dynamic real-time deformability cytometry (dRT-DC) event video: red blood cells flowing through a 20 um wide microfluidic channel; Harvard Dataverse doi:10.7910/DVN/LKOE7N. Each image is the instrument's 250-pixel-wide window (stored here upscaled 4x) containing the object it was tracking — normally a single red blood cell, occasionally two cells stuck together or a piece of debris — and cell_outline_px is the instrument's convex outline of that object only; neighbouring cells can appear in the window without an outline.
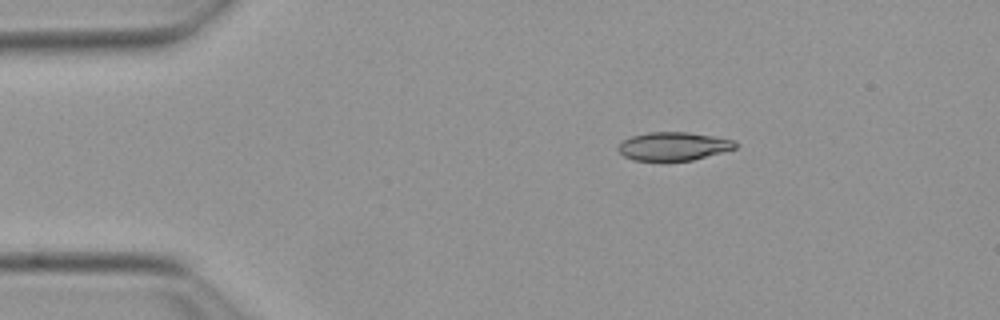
{"species": "Egyptian fruit bat (a non-hibernating species)", "species_latin": "Rousettus aegyptiacus", "temperature_condition": "warm", "stored_images_in_passage": 11, "camera_frame_rate_fps": 3000, "um_per_image_px": 0.085, "animal": {"sex": "female"}, "frame": {"image": 1, "passage_image": 1, "time_ms": 0.0, "image_size_px": [1000, 320], "cell_outline_px": [[736, 148], [692, 160], [632, 160], [624, 156], [616, 148], [624, 140], [632, 136], [648, 132], [688, 132], [736, 140]], "centroid_in_image_um": [57.23, 12.42], "position_along_channel_um": 27.8, "area_um2": 19.13}}
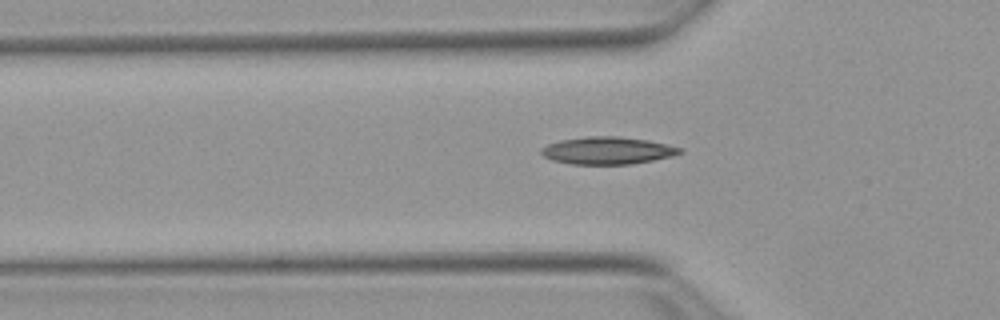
{"frame": {"image": 2, "passage_image": 9, "time_ms": 2.667, "image_size_px": [1000, 320], "cell_outline_px": [[684, 152], [672, 156], [632, 164], [572, 164], [552, 160], [544, 156], [540, 152], [540, 148], [548, 144], [560, 140], [588, 136], [616, 136], [648, 140], [684, 148]], "centroid_in_image_um": [51.65, 12.79], "position_along_channel_um": 74.2, "area_um2": 22.14}}